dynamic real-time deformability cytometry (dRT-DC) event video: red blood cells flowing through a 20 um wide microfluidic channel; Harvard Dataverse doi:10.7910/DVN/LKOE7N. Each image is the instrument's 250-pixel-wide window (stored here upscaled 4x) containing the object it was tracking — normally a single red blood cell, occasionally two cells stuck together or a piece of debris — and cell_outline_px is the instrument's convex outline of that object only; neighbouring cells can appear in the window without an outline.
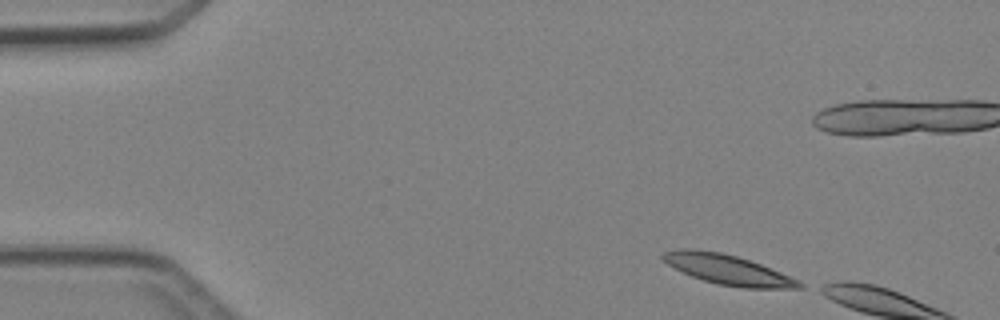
{"species": "Egyptian fruit bat (a non-hibernating species)", "species_latin": "Rousettus aegyptiacus", "temperature_condition": "cold", "stored_images_in_passage": 2, "camera_frame_rate_fps": 3000, "um_per_image_px": 0.085, "animal": {"sex": "female"}, "frame": {"image": 1, "passage_image": 1, "time_ms": 0.0, "image_size_px": [1000, 320], "cell_outline_px": [[804, 288], [744, 288], [716, 284], [692, 276], [668, 264], [660, 256], [664, 252], [680, 248], [688, 248], [720, 252], [736, 256], [760, 264], [780, 272], [804, 284]], "centroid_in_image_um": [61.84, 22.92], "position_along_channel_um": 23.2, "area_um2": 23.35}}